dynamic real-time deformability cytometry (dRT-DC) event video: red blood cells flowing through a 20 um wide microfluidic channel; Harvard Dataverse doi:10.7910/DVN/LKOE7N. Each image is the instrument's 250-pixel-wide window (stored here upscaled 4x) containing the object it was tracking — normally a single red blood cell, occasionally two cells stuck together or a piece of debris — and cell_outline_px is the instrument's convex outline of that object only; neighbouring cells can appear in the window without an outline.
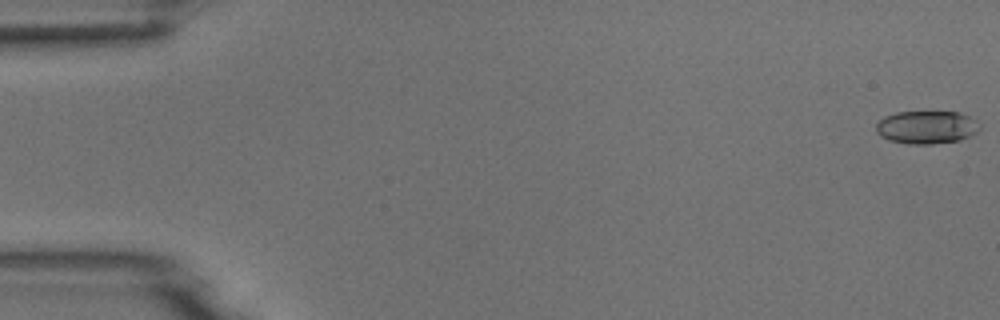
{"species": "common noctule bat (a hibernating species)", "species_latin": "Nyctalus noctula", "temperature_condition": "room temperature", "stored_images_in_passage": 20, "camera_frame_rate_fps": 3000, "um_per_image_px": 0.085, "animal": {"sex": "male", "body_mass_g": 18.8}, "frame": {"image": 1, "passage_image": 1, "time_ms": 0.0, "image_size_px": [1000, 320], "cell_outline_px": [[980, 132], [972, 136], [960, 140], [932, 144], [908, 144], [888, 140], [880, 136], [876, 132], [876, 124], [884, 116], [896, 112], [960, 112], [976, 120], [980, 124]], "centroid_in_image_um": [78.79, 10.82], "position_along_channel_um": 6.2, "area_um2": 20.23}}
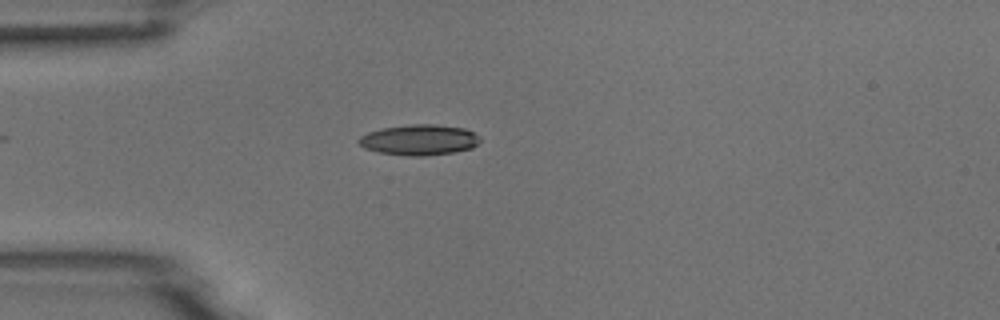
{"frame": {"image": 2, "passage_image": 15, "time_ms": 4.667, "image_size_px": [1000, 320], "cell_outline_px": [[480, 140], [472, 148], [452, 152], [424, 156], [408, 156], [380, 152], [364, 148], [356, 140], [360, 136], [368, 132], [380, 128], [408, 124], [436, 124], [464, 128], [480, 136]], "centroid_in_image_um": [35.61, 11.88], "position_along_channel_um": 49.4, "area_um2": 21.68}}